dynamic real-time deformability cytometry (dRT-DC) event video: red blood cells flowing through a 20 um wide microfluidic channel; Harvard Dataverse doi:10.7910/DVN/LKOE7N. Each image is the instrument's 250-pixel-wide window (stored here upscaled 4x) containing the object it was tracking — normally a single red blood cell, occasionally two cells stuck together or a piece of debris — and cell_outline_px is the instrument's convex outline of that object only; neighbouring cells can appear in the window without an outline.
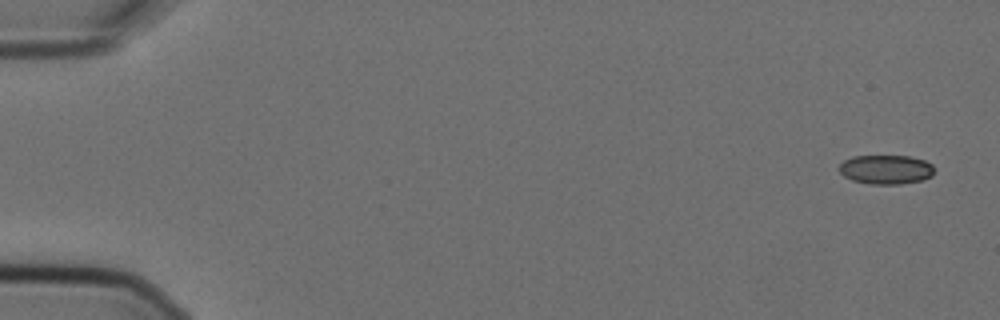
{"species": "Egyptian fruit bat (a non-hibernating species)", "species_latin": "Rousettus aegyptiacus", "temperature_condition": "cold", "stored_images_in_passage": 5, "camera_frame_rate_fps": 3000, "um_per_image_px": 0.085, "animal": {"sex": "female"}, "frame": {"image": 1, "passage_image": 1, "time_ms": 0.0, "image_size_px": [1000, 320], "cell_outline_px": [[936, 168], [932, 176], [924, 180], [900, 184], [872, 184], [852, 180], [844, 176], [836, 168], [844, 160], [852, 156], [908, 156], [924, 160], [932, 164]], "centroid_in_image_um": [75.32, 14.41], "position_along_channel_um": 9.7, "area_um2": 16.42}}
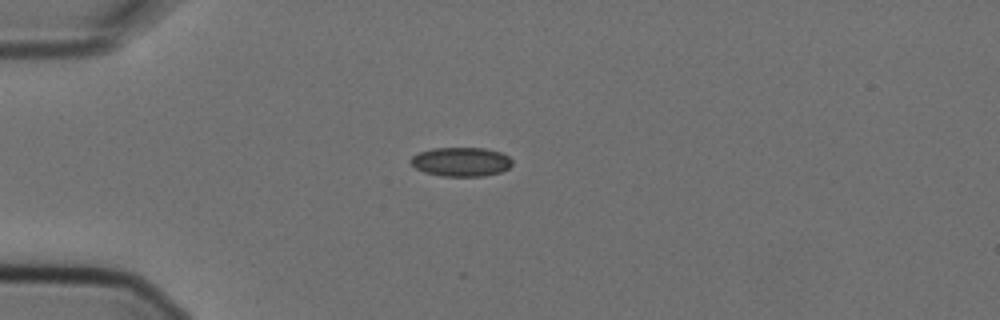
{"frame": {"image": 2, "passage_image": 4, "time_ms": 1.0, "image_size_px": [1000, 320], "cell_outline_px": [[512, 164], [508, 168], [500, 172], [484, 176], [444, 176], [424, 172], [416, 168], [408, 160], [412, 156], [420, 152], [432, 148], [484, 148], [500, 152], [508, 156], [512, 160]], "centroid_in_image_um": [39.18, 13.75], "position_along_channel_um": 45.8, "area_um2": 17.17}}